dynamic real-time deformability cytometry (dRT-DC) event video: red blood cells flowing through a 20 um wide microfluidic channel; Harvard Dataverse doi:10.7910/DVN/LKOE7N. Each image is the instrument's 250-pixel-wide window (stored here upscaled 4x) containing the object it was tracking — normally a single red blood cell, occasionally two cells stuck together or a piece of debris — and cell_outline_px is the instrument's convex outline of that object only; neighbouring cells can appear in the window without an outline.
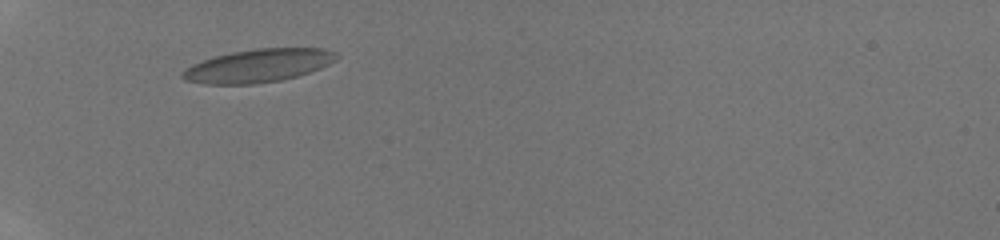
{"species": "human", "species_latin": "Homo sapiens", "temperature_condition": "room temperature", "stored_images_in_passage": 4, "camera_frame_rate_fps": 3000, "um_per_image_px": 0.085, "donor": {"sex": "male"}, "frame": {"image": 1, "passage_image": 3, "time_ms": 1.0, "image_size_px": [1000, 240], "cell_outline_px": [[340, 56], [336, 60], [320, 68], [296, 76], [280, 80], [252, 84], [204, 84], [184, 80], [180, 76], [180, 72], [192, 64], [216, 56], [232, 52], [256, 48], [324, 48], [336, 52]], "centroid_in_image_um": [21.94, 5.58], "position_along_channel_um": 63.1, "area_um2": 29.71}}